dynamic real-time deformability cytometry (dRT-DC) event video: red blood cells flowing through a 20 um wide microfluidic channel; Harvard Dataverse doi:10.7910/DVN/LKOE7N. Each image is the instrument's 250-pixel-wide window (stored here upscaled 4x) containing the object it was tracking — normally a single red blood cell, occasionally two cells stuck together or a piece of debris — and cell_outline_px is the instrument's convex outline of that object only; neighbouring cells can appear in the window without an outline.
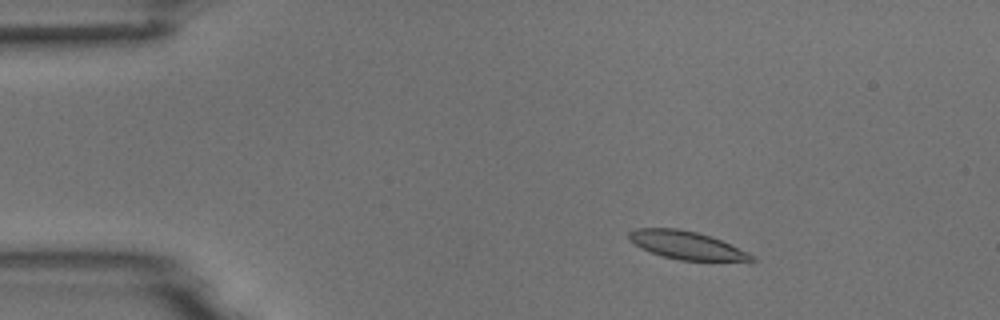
{"species": "common noctule bat (a hibernating species)", "species_latin": "Nyctalus noctula", "temperature_condition": "room temperature", "stored_images_in_passage": 3, "camera_frame_rate_fps": 3000, "um_per_image_px": 0.085, "animal": {"sex": "male", "body_mass_g": 18.8}, "frame": {"image": 1, "passage_image": 1, "time_ms": 0.0, "image_size_px": [1000, 320], "cell_outline_px": [[756, 260], [752, 264], [680, 260], [664, 256], [640, 248], [628, 240], [628, 232], [636, 228], [676, 228], [696, 232], [712, 236], [748, 252], [756, 256]], "centroid_in_image_um": [58.51, 20.9], "position_along_channel_um": 26.5, "area_um2": 20.92}}